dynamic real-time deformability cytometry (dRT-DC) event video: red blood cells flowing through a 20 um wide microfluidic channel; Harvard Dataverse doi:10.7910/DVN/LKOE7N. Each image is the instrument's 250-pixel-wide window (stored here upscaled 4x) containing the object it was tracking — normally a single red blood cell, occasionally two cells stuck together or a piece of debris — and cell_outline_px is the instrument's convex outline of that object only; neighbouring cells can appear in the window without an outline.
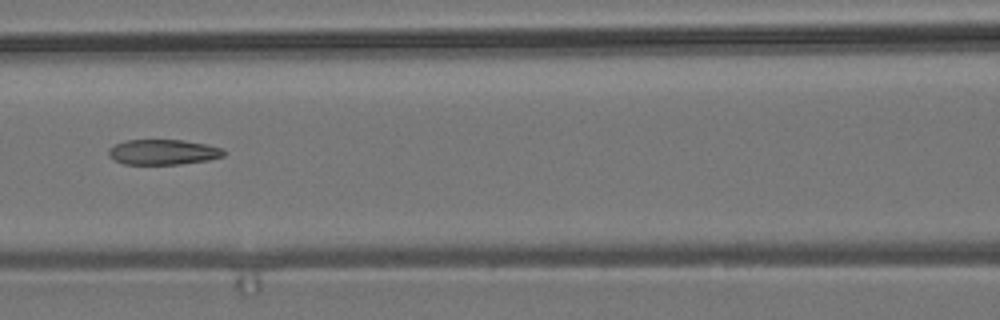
{"species": "common noctule bat (a hibernating species)", "species_latin": "Nyctalus noctula", "temperature_condition": "room temperature", "stored_images_in_passage": 3, "camera_frame_rate_fps": 3000, "um_per_image_px": 0.085, "animal": {"sex": "male", "body_mass_g": 19.2, "forearm_length_mm": 51.8}, "frame": {"image": 1, "passage_image": 3, "time_ms": 2.333, "image_size_px": [1000, 320], "cell_outline_px": [[224, 156], [208, 160], [180, 164], [124, 164], [112, 160], [108, 156], [108, 148], [124, 140], [184, 140], [208, 144], [224, 148]], "centroid_in_image_um": [13.85, 12.92], "position_along_channel_um": 152.8, "area_um2": 17.17}}